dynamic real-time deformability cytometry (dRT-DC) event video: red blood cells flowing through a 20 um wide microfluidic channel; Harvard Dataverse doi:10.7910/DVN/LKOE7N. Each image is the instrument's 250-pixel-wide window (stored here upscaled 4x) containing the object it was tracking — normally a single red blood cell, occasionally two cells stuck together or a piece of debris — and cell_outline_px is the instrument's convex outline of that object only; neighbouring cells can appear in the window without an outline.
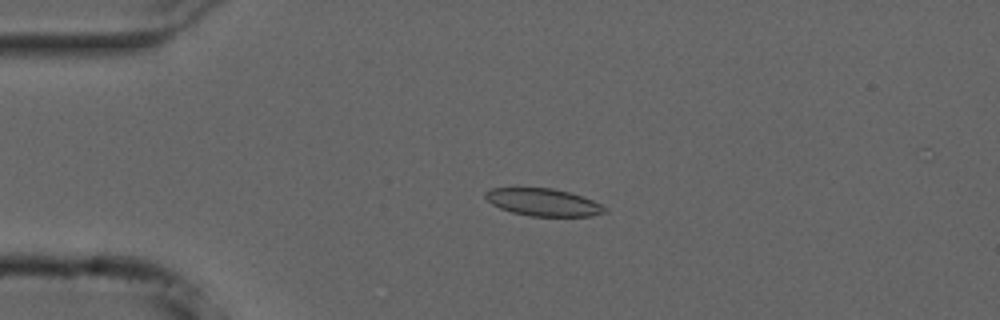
{"species": "common noctule bat (a hibernating species)", "species_latin": "Nyctalus noctula", "temperature_condition": "cold", "stored_images_in_passage": 53, "camera_frame_rate_fps": 3000, "um_per_image_px": 0.085, "animal": {"sex": "male", "forearm_length_mm": 52.5}, "frame": {"image": 1, "passage_image": 13, "time_ms": 4.0, "image_size_px": [1000, 320], "cell_outline_px": [[608, 212], [592, 216], [528, 216], [512, 212], [500, 208], [492, 204], [484, 196], [484, 192], [492, 188], [552, 188], [568, 192], [592, 200], [608, 208]], "centroid_in_image_um": [46.18, 17.2], "position_along_channel_um": 38.8, "area_um2": 19.02}}
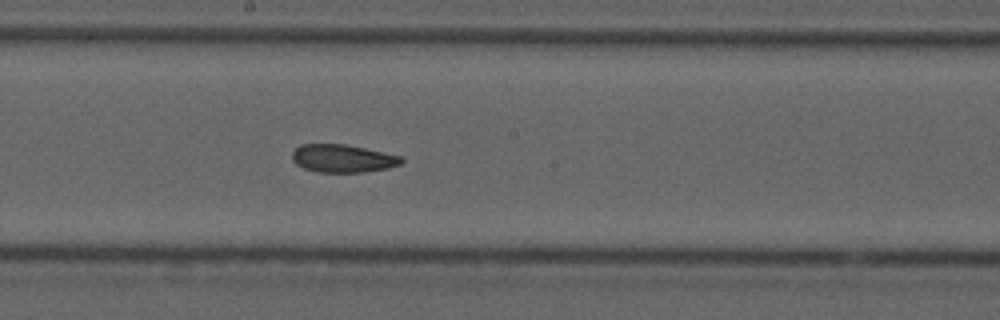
{"frame": {"image": 2, "passage_image": 30, "time_ms": 9.667, "image_size_px": [1000, 320], "cell_outline_px": [[404, 160], [400, 164], [388, 168], [364, 172], [316, 172], [304, 168], [296, 164], [292, 160], [292, 152], [300, 144], [344, 144], [384, 152], [400, 156]], "centroid_in_image_um": [29.11, 13.47], "position_along_channel_um": 219.1, "area_um2": 17.74}}
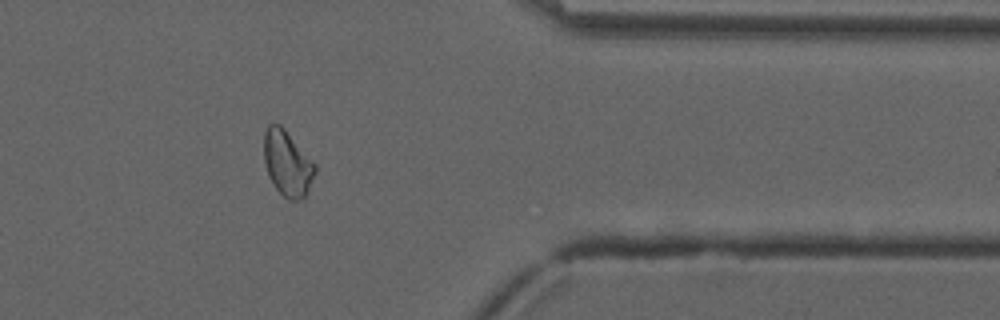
{"frame": {"image": 3, "passage_image": 45, "time_ms": 14.667, "image_size_px": [1000, 320], "cell_outline_px": [[316, 172], [308, 192], [300, 200], [288, 200], [276, 188], [268, 172], [264, 160], [264, 132], [268, 124], [280, 124], [284, 128], [316, 164]], "centroid_in_image_um": [24.45, 13.87], "position_along_channel_um": 387.0, "area_um2": 19.36}}